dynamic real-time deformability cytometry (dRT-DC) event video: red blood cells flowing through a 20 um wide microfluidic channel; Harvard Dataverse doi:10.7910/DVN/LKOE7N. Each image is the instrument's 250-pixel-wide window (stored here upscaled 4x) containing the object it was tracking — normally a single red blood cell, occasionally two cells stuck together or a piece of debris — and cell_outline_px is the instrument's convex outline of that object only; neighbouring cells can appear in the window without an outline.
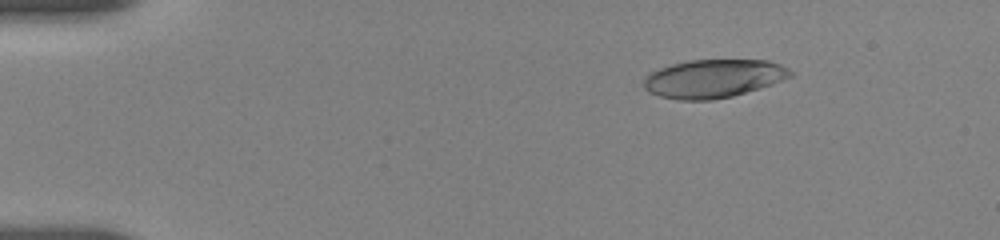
{"species": "human", "species_latin": "Homo sapiens", "temperature_condition": "room temperature", "stored_images_in_passage": 12, "camera_frame_rate_fps": 3000, "um_per_image_px": 0.085, "donor": {"sex": "female"}, "frame": {"image": 1, "passage_image": 4, "time_ms": 2.0, "image_size_px": [1000, 240], "cell_outline_px": [[792, 76], [772, 84], [760, 88], [732, 96], [712, 100], [676, 100], [660, 96], [648, 92], [644, 88], [644, 76], [660, 68], [672, 64], [688, 60], [768, 60], [780, 64], [788, 68], [792, 72]], "centroid_in_image_um": [60.63, 6.68], "position_along_channel_um": 24.4, "area_um2": 32.77}}
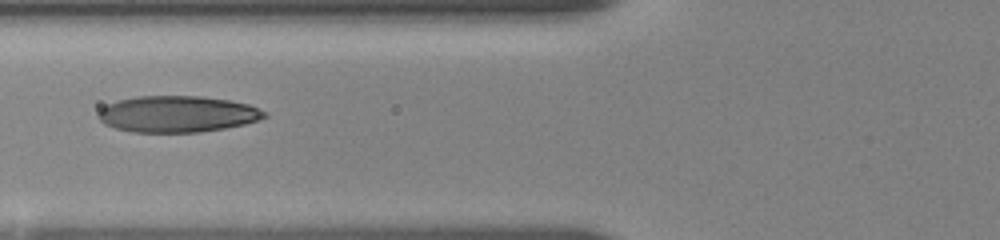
{"frame": {"image": 2, "passage_image": 10, "time_ms": 6.667, "image_size_px": [1000, 240], "cell_outline_px": [[268, 116], [244, 124], [224, 128], [200, 132], [132, 132], [112, 128], [104, 124], [96, 116], [96, 112], [100, 108], [116, 100], [136, 96], [200, 96], [232, 100], [248, 104], [268, 112]], "centroid_in_image_um": [15.03, 9.69], "position_along_channel_um": 110.8, "area_um2": 35.6}}
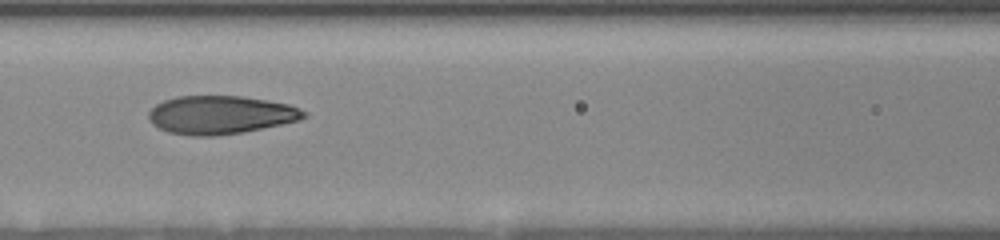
{"frame": {"image": 3, "passage_image": 11, "time_ms": 7.667, "image_size_px": [1000, 240], "cell_outline_px": [[308, 116], [300, 120], [244, 132], [216, 136], [188, 136], [168, 132], [152, 124], [148, 116], [148, 112], [156, 104], [164, 100], [176, 96], [244, 96], [288, 104], [308, 112]], "centroid_in_image_um": [18.74, 9.77], "position_along_channel_um": 147.9, "area_um2": 34.85}}